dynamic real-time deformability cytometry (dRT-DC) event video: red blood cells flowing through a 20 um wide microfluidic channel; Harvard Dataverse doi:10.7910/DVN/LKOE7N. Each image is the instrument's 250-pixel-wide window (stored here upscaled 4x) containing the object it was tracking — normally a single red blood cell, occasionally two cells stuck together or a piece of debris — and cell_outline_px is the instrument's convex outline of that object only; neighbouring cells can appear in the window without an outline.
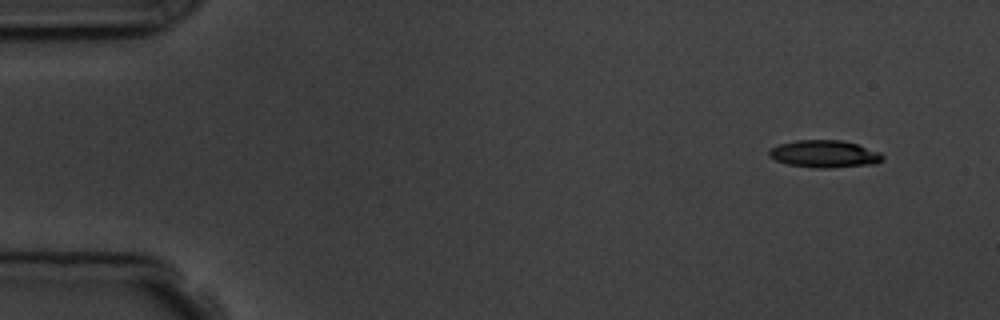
{"species": "common noctule bat (a hibernating species)", "species_latin": "Nyctalus noctula", "temperature_condition": "room temperature", "stored_images_in_passage": 4, "camera_frame_rate_fps": 3000, "um_per_image_px": 0.085, "animal": {"sex": "male", "body_mass_g": 19.5, "forearm_length_mm": 54.6}, "frame": {"image": 1, "passage_image": 1, "time_ms": 0.0, "image_size_px": [1000, 320], "cell_outline_px": [[884, 160], [876, 164], [832, 168], [816, 168], [788, 164], [776, 160], [768, 156], [768, 152], [772, 148], [780, 144], [796, 140], [840, 140], [856, 144], [880, 152], [884, 156]], "centroid_in_image_um": [70.11, 13.09], "position_along_channel_um": 14.9, "area_um2": 18.09}}
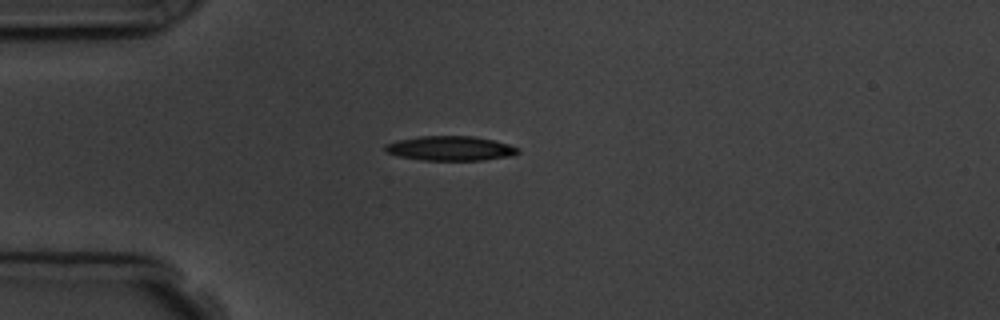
{"frame": {"image": 2, "passage_image": 4, "time_ms": 3.333, "image_size_px": [1000, 320], "cell_outline_px": [[520, 152], [512, 156], [480, 160], [424, 160], [400, 156], [388, 152], [384, 148], [384, 144], [396, 140], [420, 136], [472, 136], [492, 140], [508, 144], [520, 148]], "centroid_in_image_um": [38.29, 12.6], "position_along_channel_um": 46.7, "area_um2": 18.9}}